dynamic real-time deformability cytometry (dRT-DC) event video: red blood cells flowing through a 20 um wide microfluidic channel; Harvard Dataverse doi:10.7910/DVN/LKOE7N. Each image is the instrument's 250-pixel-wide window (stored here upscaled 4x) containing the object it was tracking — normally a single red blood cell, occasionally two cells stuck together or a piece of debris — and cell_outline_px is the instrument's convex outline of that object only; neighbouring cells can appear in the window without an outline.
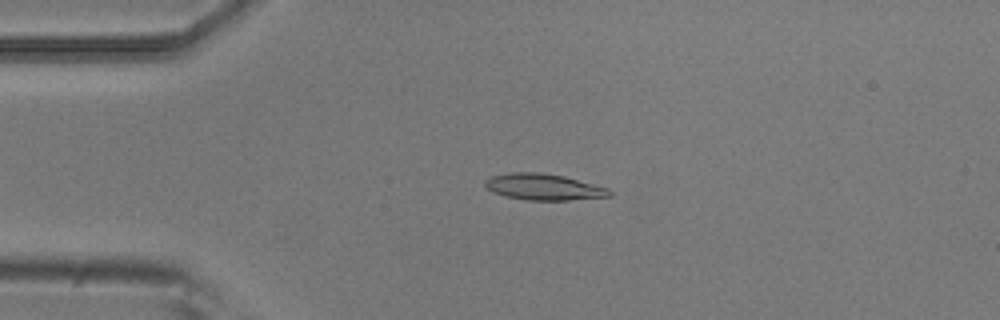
{"species": "common noctule bat (a hibernating species)", "species_latin": "Nyctalus noctula", "temperature_condition": "room temperature", "stored_images_in_passage": 4, "camera_frame_rate_fps": 3000, "um_per_image_px": 0.085, "animal": {"sex": "male", "body_mass_g": 20.5, "forearm_length_mm": 52.5}, "frame": {"image": 1, "passage_image": 4, "time_ms": 1.0, "image_size_px": [1000, 320], "cell_outline_px": [[612, 196], [568, 200], [528, 200], [504, 196], [488, 188], [484, 184], [484, 180], [488, 176], [508, 172], [536, 172], [564, 176], [608, 188], [612, 192]], "centroid_in_image_um": [46.19, 15.88], "position_along_channel_um": 38.8, "area_um2": 19.02}}